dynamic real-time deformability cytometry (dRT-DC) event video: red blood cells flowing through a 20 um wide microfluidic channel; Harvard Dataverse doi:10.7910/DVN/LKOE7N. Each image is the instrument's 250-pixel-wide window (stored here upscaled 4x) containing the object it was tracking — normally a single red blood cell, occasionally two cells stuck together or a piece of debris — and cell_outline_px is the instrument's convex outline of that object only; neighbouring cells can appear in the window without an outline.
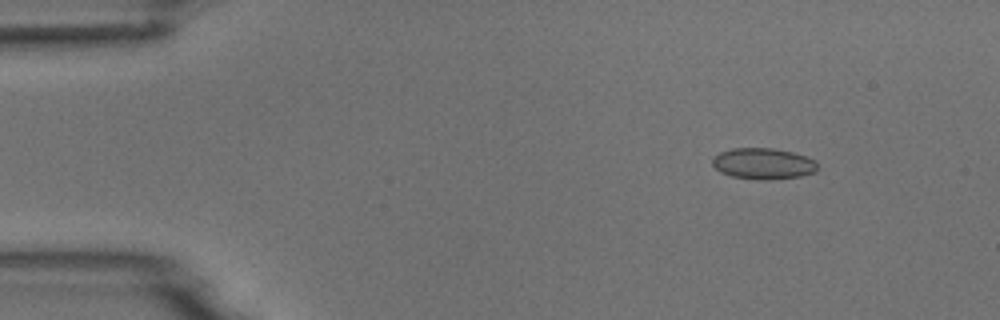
{"species": "common noctule bat (a hibernating species)", "species_latin": "Nyctalus noctula", "temperature_condition": "room temperature", "stored_images_in_passage": 4, "segment_of_instrument_passage": [1, 2], "camera_frame_rate_fps": 3000, "um_per_image_px": 0.085, "animal": {"sex": "male", "body_mass_g": 18.8}, "frame": {"image": 1, "passage_image": 1, "time_ms": 0.0, "image_size_px": [1000, 320], "cell_outline_px": [[820, 168], [816, 172], [800, 176], [768, 180], [760, 180], [732, 176], [720, 172], [712, 164], [712, 156], [720, 152], [732, 148], [772, 148], [792, 152], [816, 160]], "centroid_in_image_um": [64.89, 13.91], "position_along_channel_um": 20.1, "area_um2": 19.25}}
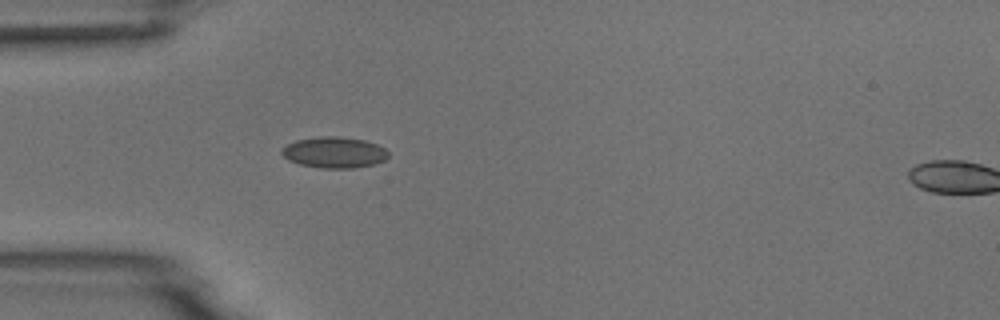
{"frame": {"image": 2, "passage_image": 3, "time_ms": 3.0, "image_size_px": [1000, 320], "cell_outline_px": [[388, 156], [384, 160], [372, 164], [352, 168], [324, 168], [300, 164], [288, 160], [280, 152], [288, 144], [296, 140], [320, 136], [340, 136], [364, 140], [376, 144], [384, 148], [388, 152]], "centroid_in_image_um": [28.41, 12.94], "position_along_channel_um": 56.6, "area_um2": 19.07}}